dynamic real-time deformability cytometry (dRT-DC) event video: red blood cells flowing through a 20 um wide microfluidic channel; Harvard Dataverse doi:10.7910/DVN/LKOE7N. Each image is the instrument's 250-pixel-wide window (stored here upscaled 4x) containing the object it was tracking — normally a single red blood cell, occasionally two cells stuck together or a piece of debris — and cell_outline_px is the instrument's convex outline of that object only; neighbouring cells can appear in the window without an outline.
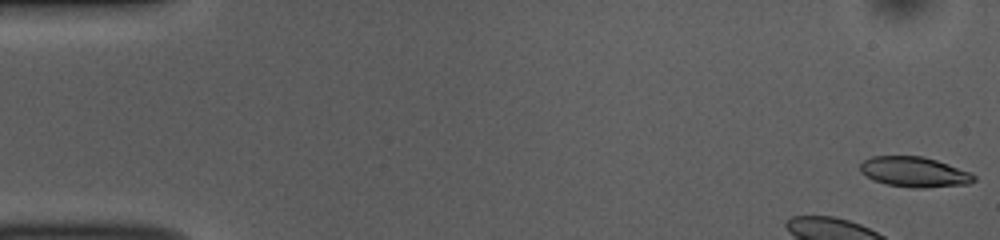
{"species": "common noctule bat (a hibernating species)", "species_latin": "Nyctalus noctula", "temperature_condition": "room temperature", "stored_images_in_passage": 51, "camera_frame_rate_fps": 3000, "um_per_image_px": 0.085, "animal": {"sex": "female", "body_mass_g": 10.0, "forearm_length_mm": 53.1}, "frame": {"image": 1, "passage_image": 1, "time_ms": 0.0, "image_size_px": [1000, 240], "cell_outline_px": [[976, 180], [968, 184], [928, 188], [912, 188], [888, 184], [872, 180], [860, 172], [860, 164], [864, 160], [872, 156], [924, 156], [972, 172], [976, 176]], "centroid_in_image_um": [77.74, 14.62], "position_along_channel_um": 7.3, "area_um2": 20.23}}
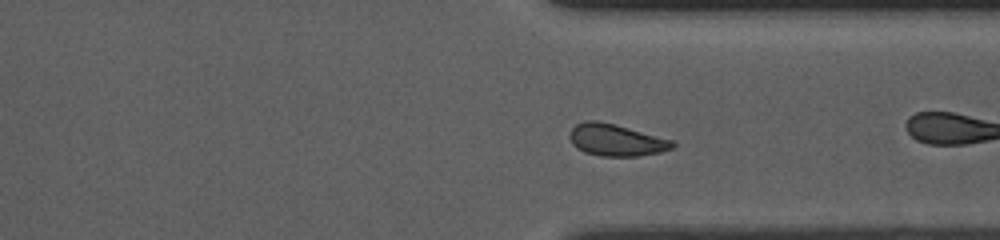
{"frame": {"image": 2, "passage_image": 37, "time_ms": 12.0, "image_size_px": [1000, 240], "cell_outline_px": [[676, 144], [672, 148], [660, 152], [640, 156], [600, 156], [584, 152], [576, 148], [572, 144], [568, 136], [572, 128], [576, 124], [584, 120], [596, 120], [616, 124], [672, 140]], "centroid_in_image_um": [52.33, 11.9], "position_along_channel_um": 359.1, "area_um2": 19.25}, "authors_computed_cell_mechanics": {"area_um2": 19.5364, "velocity_mm_per_s": 3.8043, "shape_relaxation_time_tau1_ms": 3.2708, "shape_relaxation_time_tau2_ms": 2.4196, "deformation_change_tau1": 0.0816, "deformation_change_tau2": 0.0669}}